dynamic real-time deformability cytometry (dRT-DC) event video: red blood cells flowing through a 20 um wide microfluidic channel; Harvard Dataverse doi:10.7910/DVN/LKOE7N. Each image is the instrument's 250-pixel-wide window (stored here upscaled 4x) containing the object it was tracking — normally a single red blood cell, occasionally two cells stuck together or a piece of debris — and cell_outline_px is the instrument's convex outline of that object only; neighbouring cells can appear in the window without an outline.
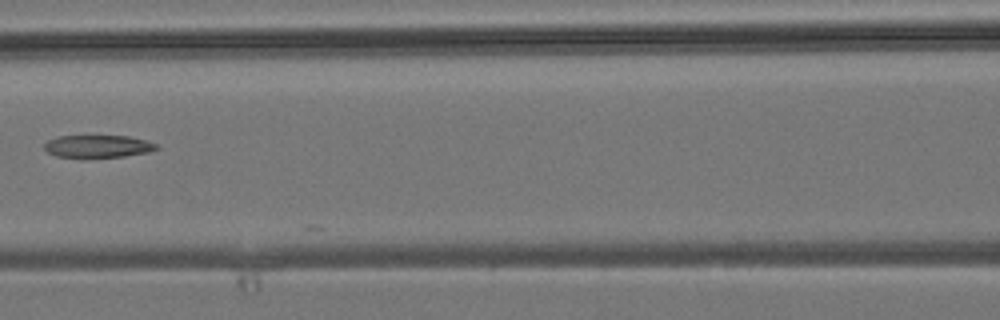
{"species": "common noctule bat (a hibernating species)", "species_latin": "Nyctalus noctula", "temperature_condition": "room temperature", "stored_images_in_passage": 6, "camera_frame_rate_fps": 3000, "um_per_image_px": 0.085, "animal": {"sex": "male", "body_mass_g": 19.2, "forearm_length_mm": 51.8}, "frame": {"image": 1, "passage_image": 5, "time_ms": 4.667, "image_size_px": [1000, 320], "cell_outline_px": [[160, 148], [148, 152], [124, 156], [84, 160], [56, 156], [48, 152], [44, 148], [44, 144], [48, 140], [60, 136], [88, 132], [128, 136], [144, 140], [156, 144]], "centroid_in_image_um": [8.25, 12.41], "position_along_channel_um": 158.4, "area_um2": 16.18}}
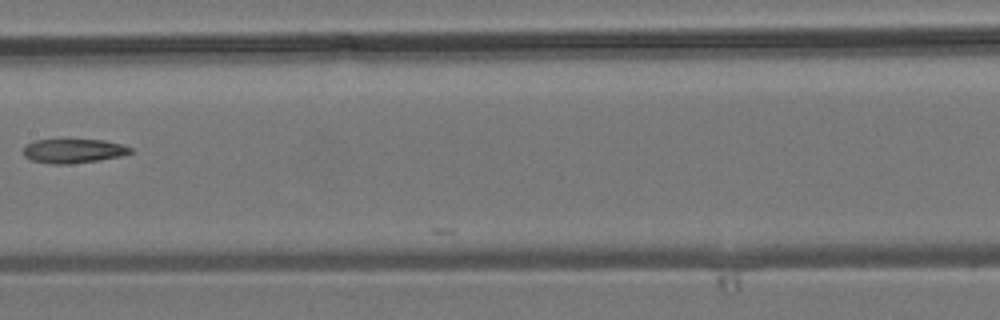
{"frame": {"image": 2, "passage_image": 6, "time_ms": 5.667, "image_size_px": [1000, 320], "cell_outline_px": [[136, 152], [120, 156], [100, 160], [68, 164], [52, 164], [32, 160], [24, 156], [24, 148], [28, 144], [36, 140], [104, 140], [120, 144], [132, 148]], "centroid_in_image_um": [6.29, 12.84], "position_along_channel_um": 201.1, "area_um2": 14.97}}